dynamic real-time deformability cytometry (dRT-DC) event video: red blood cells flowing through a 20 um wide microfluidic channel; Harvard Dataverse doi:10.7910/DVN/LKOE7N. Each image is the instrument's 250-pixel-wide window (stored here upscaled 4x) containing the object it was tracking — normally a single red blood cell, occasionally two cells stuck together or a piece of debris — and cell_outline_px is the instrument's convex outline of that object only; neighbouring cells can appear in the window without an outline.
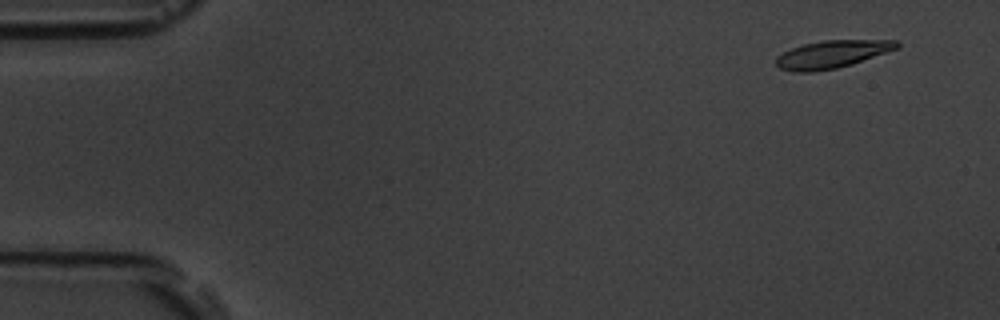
{"species": "common noctule bat (a hibernating species)", "species_latin": "Nyctalus noctula", "temperature_condition": "room temperature", "stored_images_in_passage": 55, "camera_frame_rate_fps": 3000, "um_per_image_px": 0.085, "animal": {"sex": "male", "body_mass_g": 19.5, "forearm_length_mm": 54.6}, "frame": {"image": 1, "passage_image": 4, "time_ms": 1.0, "image_size_px": [1000, 320], "cell_outline_px": [[900, 44], [896, 48], [852, 64], [836, 68], [812, 72], [792, 72], [780, 68], [776, 64], [776, 56], [792, 48], [804, 44], [824, 40], [896, 40]], "centroid_in_image_um": [70.67, 4.61], "position_along_channel_um": 14.3, "area_um2": 19.19}}
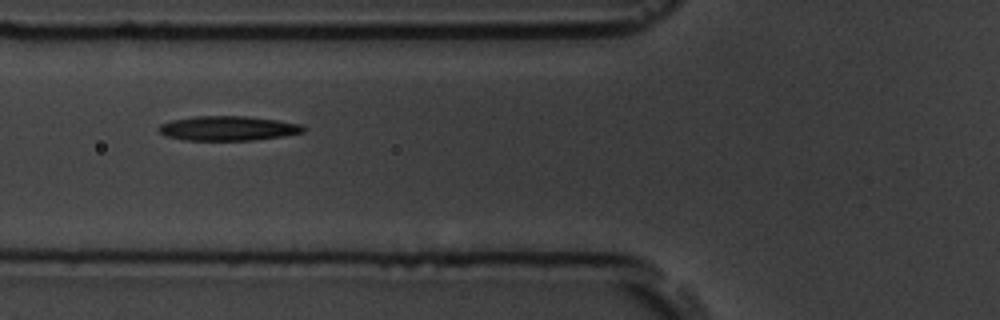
{"frame": {"image": 2, "passage_image": 21, "time_ms": 6.667, "image_size_px": [1000, 320], "cell_outline_px": [[308, 128], [304, 132], [284, 136], [252, 140], [184, 140], [164, 136], [156, 128], [160, 124], [172, 120], [196, 116], [248, 116], [276, 120], [300, 124]], "centroid_in_image_um": [19.37, 10.91], "position_along_channel_um": 106.4, "area_um2": 20.81}}
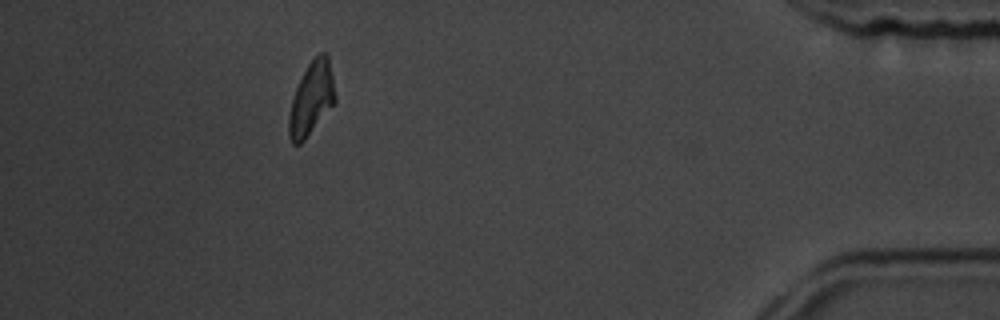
{"frame": {"image": 3, "passage_image": 50, "time_ms": 16.333, "image_size_px": [1000, 320], "cell_outline_px": [[336, 100], [304, 140], [300, 144], [292, 144], [288, 136], [288, 116], [292, 100], [296, 88], [308, 64], [320, 52], [324, 52], [328, 56], [336, 96]], "centroid_in_image_um": [26.45, 8.39], "position_along_channel_um": 408.7, "area_um2": 19.31}, "authors_computed_cell_mechanics": {"area_um2": 20.1144, "velocity_mm_per_s": 3.6942, "shape_relaxation_time_tau1_ms": 5.2583, "shape_relaxation_time_tau2_ms": 2.6425, "deformation_change_tau1": 0.1717, "deformation_change_tau2": 0.1195}}